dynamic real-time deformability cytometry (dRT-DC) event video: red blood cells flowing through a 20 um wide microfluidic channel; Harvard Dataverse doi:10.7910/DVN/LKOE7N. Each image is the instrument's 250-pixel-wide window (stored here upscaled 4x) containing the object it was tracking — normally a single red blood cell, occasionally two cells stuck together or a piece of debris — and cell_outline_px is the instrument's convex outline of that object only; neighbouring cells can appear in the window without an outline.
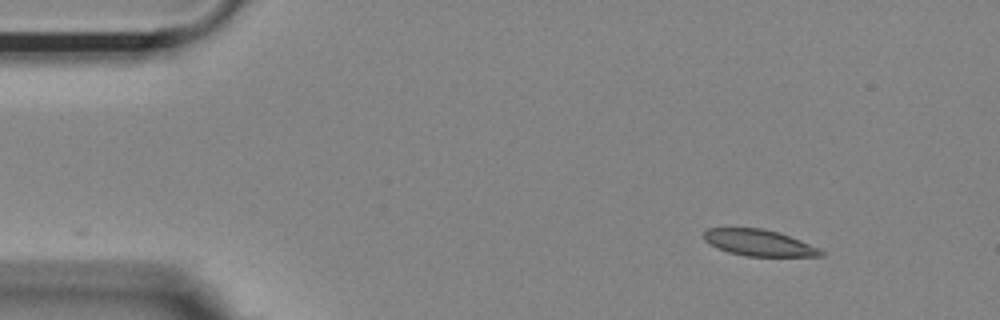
{"species": "Egyptian fruit bat (a non-hibernating species)", "species_latin": "Rousettus aegyptiacus", "temperature_condition": "room temperature", "stored_images_in_passage": 49, "camera_frame_rate_fps": 3000, "um_per_image_px": 0.085, "animal": {"sex": "female"}, "frame": {"image": 1, "passage_image": 1, "time_ms": 0.0, "image_size_px": [1000, 320], "cell_outline_px": [[824, 256], [748, 256], [728, 252], [704, 240], [704, 232], [708, 228], [764, 228], [800, 240], [820, 248], [824, 252]], "centroid_in_image_um": [64.54, 20.63], "position_along_channel_um": 20.5, "area_um2": 17.69}}
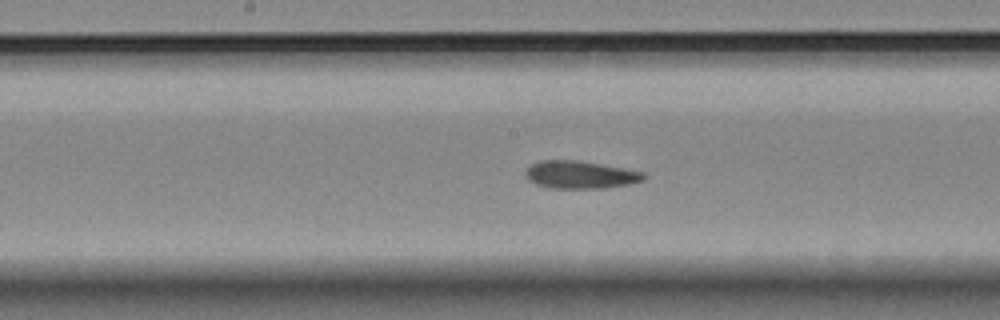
{"frame": {"image": 2, "passage_image": 22, "time_ms": 7.0, "image_size_px": [1000, 320], "cell_outline_px": [[648, 176], [644, 180], [628, 184], [604, 188], [548, 188], [536, 184], [528, 180], [524, 176], [524, 172], [528, 164], [540, 160], [580, 160], [624, 168], [644, 172]], "centroid_in_image_um": [49.28, 14.84], "position_along_channel_um": 198.9, "area_um2": 19.42}}
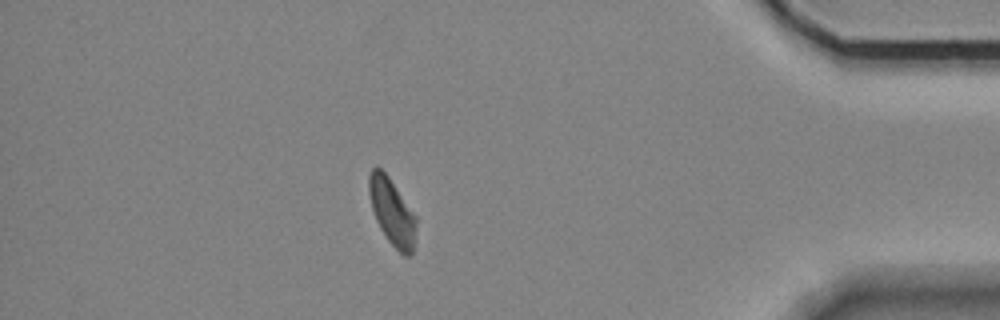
{"frame": {"image": 3, "passage_image": 42, "time_ms": 13.667, "image_size_px": [1000, 320], "cell_outline_px": [[416, 240], [412, 252], [408, 256], [404, 256], [388, 240], [380, 228], [376, 220], [372, 208], [368, 192], [368, 176], [372, 168], [376, 164], [388, 176], [416, 216]], "centroid_in_image_um": [33.32, 18.0], "position_along_channel_um": 401.9, "area_um2": 18.32}, "authors_computed_cell_mechanics": {"area_um2": 19.074, "velocity_mm_per_s": 3.6597, "shape_relaxation_time_tau1_ms": 7.9262, "shape_relaxation_time_tau2_ms": 3.2615, "deformation_change_tau1": 0.1611, "deformation_change_tau2": 0.1038}}